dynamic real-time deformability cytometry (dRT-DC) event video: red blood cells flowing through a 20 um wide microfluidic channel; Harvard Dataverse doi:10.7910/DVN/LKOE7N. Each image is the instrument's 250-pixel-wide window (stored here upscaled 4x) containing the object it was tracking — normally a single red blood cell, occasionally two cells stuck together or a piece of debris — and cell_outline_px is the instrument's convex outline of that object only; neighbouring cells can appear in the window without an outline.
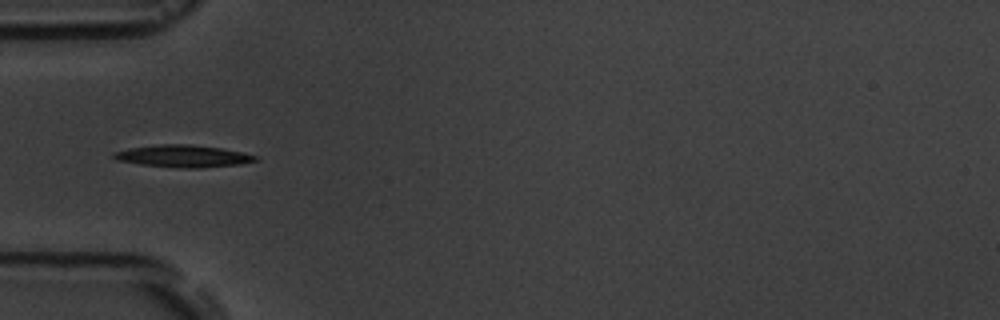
{"species": "common noctule bat (a hibernating species)", "species_latin": "Nyctalus noctula", "temperature_condition": "room temperature", "stored_images_in_passage": 5, "camera_frame_rate_fps": 3000, "um_per_image_px": 0.085, "animal": {"sex": "male", "body_mass_g": 19.5, "forearm_length_mm": 54.6}, "frame": {"image": 1, "passage_image": 4, "time_ms": 4.333, "image_size_px": [1000, 320], "cell_outline_px": [[260, 160], [240, 164], [200, 168], [180, 168], [140, 164], [116, 160], [112, 156], [112, 152], [128, 148], [160, 144], [188, 144], [220, 148], [240, 152], [256, 156]], "centroid_in_image_um": [15.52, 13.27], "position_along_channel_um": 69.5, "area_um2": 18.26}}
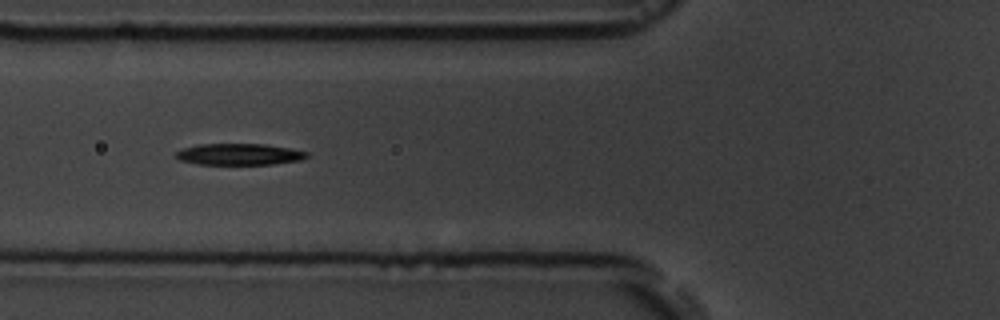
{"frame": {"image": 2, "passage_image": 5, "time_ms": 5.333, "image_size_px": [1000, 320], "cell_outline_px": [[308, 156], [300, 160], [272, 164], [196, 164], [180, 160], [176, 156], [176, 152], [184, 148], [200, 144], [264, 144], [288, 148], [308, 152]], "centroid_in_image_um": [20.33, 13.11], "position_along_channel_um": 105.5, "area_um2": 16.13}}